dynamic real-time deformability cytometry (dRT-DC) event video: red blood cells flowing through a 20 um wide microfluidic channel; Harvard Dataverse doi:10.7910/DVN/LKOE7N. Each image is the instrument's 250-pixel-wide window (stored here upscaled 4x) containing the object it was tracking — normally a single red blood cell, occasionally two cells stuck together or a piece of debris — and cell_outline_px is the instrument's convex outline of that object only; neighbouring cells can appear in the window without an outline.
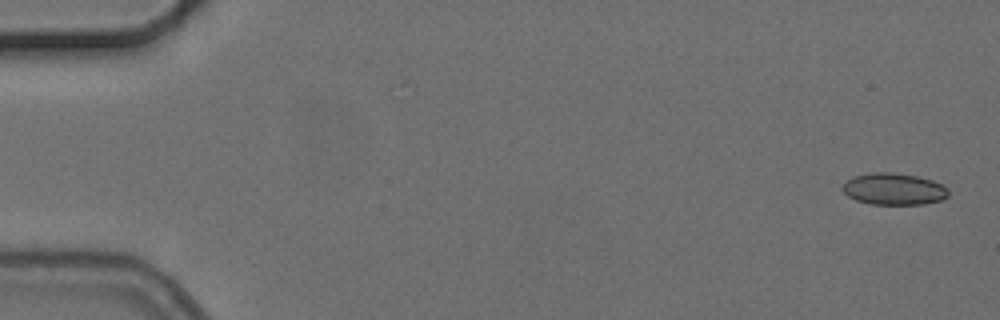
{"species": "common noctule bat (a hibernating species)", "species_latin": "Nyctalus noctula", "temperature_condition": "cold", "stored_images_in_passage": 6, "camera_frame_rate_fps": 3000, "um_per_image_px": 0.085, "animal": {"sex": "female", "body_mass_g": 24.6, "forearm_length_mm": 56.2}, "frame": {"image": 1, "passage_image": 1, "time_ms": 0.0, "image_size_px": [1000, 320], "cell_outline_px": [[948, 196], [940, 200], [924, 204], [872, 204], [856, 200], [848, 196], [840, 188], [848, 180], [856, 176], [872, 172], [892, 172], [916, 176], [932, 180], [948, 188]], "centroid_in_image_um": [75.97, 16.07], "position_along_channel_um": 9.0, "area_um2": 19.42}}
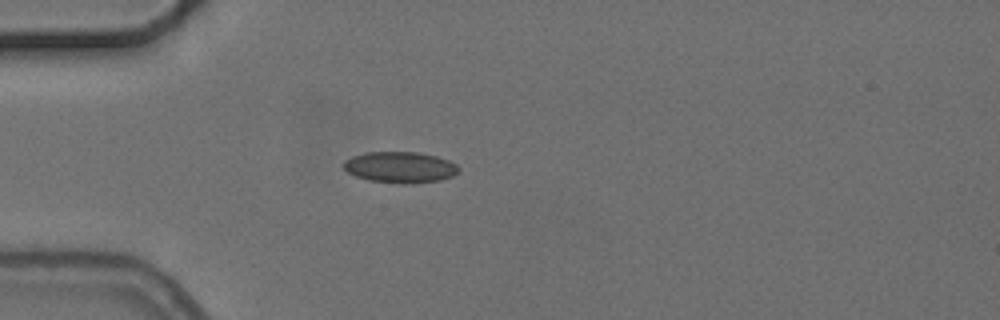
{"frame": {"image": 2, "passage_image": 5, "time_ms": 4.667, "image_size_px": [1000, 320], "cell_outline_px": [[460, 172], [452, 176], [440, 180], [412, 184], [396, 184], [368, 180], [356, 176], [348, 172], [344, 168], [344, 160], [352, 156], [368, 152], [416, 152], [436, 156], [448, 160], [456, 164], [460, 168]], "centroid_in_image_um": [34.03, 14.23], "position_along_channel_um": 51.0, "area_um2": 21.04}}